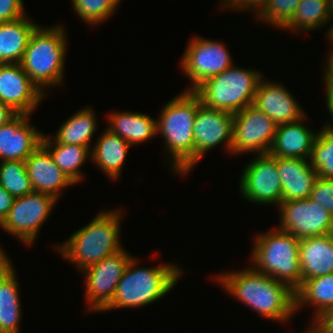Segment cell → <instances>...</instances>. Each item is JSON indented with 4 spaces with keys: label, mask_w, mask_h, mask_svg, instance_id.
<instances>
[{
    "label": "cell",
    "mask_w": 333,
    "mask_h": 333,
    "mask_svg": "<svg viewBox=\"0 0 333 333\" xmlns=\"http://www.w3.org/2000/svg\"><path fill=\"white\" fill-rule=\"evenodd\" d=\"M215 276L226 293L263 318L283 324L296 314L295 291L287 284L256 271L252 266Z\"/></svg>",
    "instance_id": "cell-1"
},
{
    "label": "cell",
    "mask_w": 333,
    "mask_h": 333,
    "mask_svg": "<svg viewBox=\"0 0 333 333\" xmlns=\"http://www.w3.org/2000/svg\"><path fill=\"white\" fill-rule=\"evenodd\" d=\"M200 104L201 100L193 90H184L165 104L156 119L157 135L164 137L167 164L179 177L194 169L193 129Z\"/></svg>",
    "instance_id": "cell-2"
},
{
    "label": "cell",
    "mask_w": 333,
    "mask_h": 333,
    "mask_svg": "<svg viewBox=\"0 0 333 333\" xmlns=\"http://www.w3.org/2000/svg\"><path fill=\"white\" fill-rule=\"evenodd\" d=\"M122 210H102L65 242L57 243L55 249L80 271L117 253L124 248L119 240Z\"/></svg>",
    "instance_id": "cell-3"
},
{
    "label": "cell",
    "mask_w": 333,
    "mask_h": 333,
    "mask_svg": "<svg viewBox=\"0 0 333 333\" xmlns=\"http://www.w3.org/2000/svg\"><path fill=\"white\" fill-rule=\"evenodd\" d=\"M137 261L134 256L130 259L112 301L101 312L137 309L155 303L175 287L184 273V269L174 262L141 268L136 265Z\"/></svg>",
    "instance_id": "cell-4"
},
{
    "label": "cell",
    "mask_w": 333,
    "mask_h": 333,
    "mask_svg": "<svg viewBox=\"0 0 333 333\" xmlns=\"http://www.w3.org/2000/svg\"><path fill=\"white\" fill-rule=\"evenodd\" d=\"M67 34L62 24L38 26L32 33L20 62L25 73L45 94L49 87L63 84Z\"/></svg>",
    "instance_id": "cell-5"
},
{
    "label": "cell",
    "mask_w": 333,
    "mask_h": 333,
    "mask_svg": "<svg viewBox=\"0 0 333 333\" xmlns=\"http://www.w3.org/2000/svg\"><path fill=\"white\" fill-rule=\"evenodd\" d=\"M299 243L300 240L293 234L278 228L259 233L254 237L249 260L256 271L296 291L302 285Z\"/></svg>",
    "instance_id": "cell-6"
},
{
    "label": "cell",
    "mask_w": 333,
    "mask_h": 333,
    "mask_svg": "<svg viewBox=\"0 0 333 333\" xmlns=\"http://www.w3.org/2000/svg\"><path fill=\"white\" fill-rule=\"evenodd\" d=\"M261 74L256 69L240 68L233 64L220 74L206 79L193 91L206 107L234 114L253 104L258 84L263 78Z\"/></svg>",
    "instance_id": "cell-7"
},
{
    "label": "cell",
    "mask_w": 333,
    "mask_h": 333,
    "mask_svg": "<svg viewBox=\"0 0 333 333\" xmlns=\"http://www.w3.org/2000/svg\"><path fill=\"white\" fill-rule=\"evenodd\" d=\"M57 203L58 200L52 195L35 191L15 198L0 228L29 247L34 244L42 225Z\"/></svg>",
    "instance_id": "cell-8"
},
{
    "label": "cell",
    "mask_w": 333,
    "mask_h": 333,
    "mask_svg": "<svg viewBox=\"0 0 333 333\" xmlns=\"http://www.w3.org/2000/svg\"><path fill=\"white\" fill-rule=\"evenodd\" d=\"M225 45L203 37L194 36L190 39L179 63L184 75L192 82L185 90H194L206 79L220 74L234 64Z\"/></svg>",
    "instance_id": "cell-9"
},
{
    "label": "cell",
    "mask_w": 333,
    "mask_h": 333,
    "mask_svg": "<svg viewBox=\"0 0 333 333\" xmlns=\"http://www.w3.org/2000/svg\"><path fill=\"white\" fill-rule=\"evenodd\" d=\"M133 256L125 248L86 268L85 300L88 311L101 312L113 299L121 276Z\"/></svg>",
    "instance_id": "cell-10"
},
{
    "label": "cell",
    "mask_w": 333,
    "mask_h": 333,
    "mask_svg": "<svg viewBox=\"0 0 333 333\" xmlns=\"http://www.w3.org/2000/svg\"><path fill=\"white\" fill-rule=\"evenodd\" d=\"M276 129L277 124L253 105L234 113L231 155L268 154Z\"/></svg>",
    "instance_id": "cell-11"
},
{
    "label": "cell",
    "mask_w": 333,
    "mask_h": 333,
    "mask_svg": "<svg viewBox=\"0 0 333 333\" xmlns=\"http://www.w3.org/2000/svg\"><path fill=\"white\" fill-rule=\"evenodd\" d=\"M239 189L248 202L278 207L282 202V186L277 157L259 154L247 163L240 175Z\"/></svg>",
    "instance_id": "cell-12"
},
{
    "label": "cell",
    "mask_w": 333,
    "mask_h": 333,
    "mask_svg": "<svg viewBox=\"0 0 333 333\" xmlns=\"http://www.w3.org/2000/svg\"><path fill=\"white\" fill-rule=\"evenodd\" d=\"M278 229L289 232L299 240L330 234L333 217L310 197L283 201L278 206Z\"/></svg>",
    "instance_id": "cell-13"
},
{
    "label": "cell",
    "mask_w": 333,
    "mask_h": 333,
    "mask_svg": "<svg viewBox=\"0 0 333 333\" xmlns=\"http://www.w3.org/2000/svg\"><path fill=\"white\" fill-rule=\"evenodd\" d=\"M234 114L225 110L212 109L202 103L198 106L194 121V166L212 148L224 143L231 154Z\"/></svg>",
    "instance_id": "cell-14"
},
{
    "label": "cell",
    "mask_w": 333,
    "mask_h": 333,
    "mask_svg": "<svg viewBox=\"0 0 333 333\" xmlns=\"http://www.w3.org/2000/svg\"><path fill=\"white\" fill-rule=\"evenodd\" d=\"M45 94L25 73L20 63H0V102L18 114L31 115Z\"/></svg>",
    "instance_id": "cell-15"
},
{
    "label": "cell",
    "mask_w": 333,
    "mask_h": 333,
    "mask_svg": "<svg viewBox=\"0 0 333 333\" xmlns=\"http://www.w3.org/2000/svg\"><path fill=\"white\" fill-rule=\"evenodd\" d=\"M261 79L253 106L264 112L277 125L296 122L306 115L304 108L280 82ZM271 81V82H270Z\"/></svg>",
    "instance_id": "cell-16"
},
{
    "label": "cell",
    "mask_w": 333,
    "mask_h": 333,
    "mask_svg": "<svg viewBox=\"0 0 333 333\" xmlns=\"http://www.w3.org/2000/svg\"><path fill=\"white\" fill-rule=\"evenodd\" d=\"M30 116L17 114L0 127V161H25L41 145L44 132L31 125Z\"/></svg>",
    "instance_id": "cell-17"
},
{
    "label": "cell",
    "mask_w": 333,
    "mask_h": 333,
    "mask_svg": "<svg viewBox=\"0 0 333 333\" xmlns=\"http://www.w3.org/2000/svg\"><path fill=\"white\" fill-rule=\"evenodd\" d=\"M25 166L35 192L46 193L59 200L64 188L75 185L54 163L50 152L42 144L25 160Z\"/></svg>",
    "instance_id": "cell-18"
},
{
    "label": "cell",
    "mask_w": 333,
    "mask_h": 333,
    "mask_svg": "<svg viewBox=\"0 0 333 333\" xmlns=\"http://www.w3.org/2000/svg\"><path fill=\"white\" fill-rule=\"evenodd\" d=\"M282 202L309 198L318 177L310 159L277 157Z\"/></svg>",
    "instance_id": "cell-19"
},
{
    "label": "cell",
    "mask_w": 333,
    "mask_h": 333,
    "mask_svg": "<svg viewBox=\"0 0 333 333\" xmlns=\"http://www.w3.org/2000/svg\"><path fill=\"white\" fill-rule=\"evenodd\" d=\"M306 116L296 122L277 125L271 156L310 159L317 132L304 125Z\"/></svg>",
    "instance_id": "cell-20"
},
{
    "label": "cell",
    "mask_w": 333,
    "mask_h": 333,
    "mask_svg": "<svg viewBox=\"0 0 333 333\" xmlns=\"http://www.w3.org/2000/svg\"><path fill=\"white\" fill-rule=\"evenodd\" d=\"M299 265L302 282L333 273V236L327 234L301 239Z\"/></svg>",
    "instance_id": "cell-21"
},
{
    "label": "cell",
    "mask_w": 333,
    "mask_h": 333,
    "mask_svg": "<svg viewBox=\"0 0 333 333\" xmlns=\"http://www.w3.org/2000/svg\"><path fill=\"white\" fill-rule=\"evenodd\" d=\"M93 144L91 162H94L95 166L109 177L108 179L118 180L132 146L107 128Z\"/></svg>",
    "instance_id": "cell-22"
},
{
    "label": "cell",
    "mask_w": 333,
    "mask_h": 333,
    "mask_svg": "<svg viewBox=\"0 0 333 333\" xmlns=\"http://www.w3.org/2000/svg\"><path fill=\"white\" fill-rule=\"evenodd\" d=\"M109 129L131 146L151 140L157 135L156 119L147 113L138 112H108Z\"/></svg>",
    "instance_id": "cell-23"
},
{
    "label": "cell",
    "mask_w": 333,
    "mask_h": 333,
    "mask_svg": "<svg viewBox=\"0 0 333 333\" xmlns=\"http://www.w3.org/2000/svg\"><path fill=\"white\" fill-rule=\"evenodd\" d=\"M25 15L0 23V63H20L34 30L39 26Z\"/></svg>",
    "instance_id": "cell-24"
},
{
    "label": "cell",
    "mask_w": 333,
    "mask_h": 333,
    "mask_svg": "<svg viewBox=\"0 0 333 333\" xmlns=\"http://www.w3.org/2000/svg\"><path fill=\"white\" fill-rule=\"evenodd\" d=\"M304 305L314 308L315 313L310 325L324 312L333 308V273L302 282L295 291V312L305 307Z\"/></svg>",
    "instance_id": "cell-25"
},
{
    "label": "cell",
    "mask_w": 333,
    "mask_h": 333,
    "mask_svg": "<svg viewBox=\"0 0 333 333\" xmlns=\"http://www.w3.org/2000/svg\"><path fill=\"white\" fill-rule=\"evenodd\" d=\"M93 108L87 106L72 114L59 126L54 137L57 143L81 145L92 148V139L97 130V118Z\"/></svg>",
    "instance_id": "cell-26"
},
{
    "label": "cell",
    "mask_w": 333,
    "mask_h": 333,
    "mask_svg": "<svg viewBox=\"0 0 333 333\" xmlns=\"http://www.w3.org/2000/svg\"><path fill=\"white\" fill-rule=\"evenodd\" d=\"M50 135L43 134L41 144L50 152L54 163L75 183L83 180L80 168L89 159L91 149L81 145L57 143Z\"/></svg>",
    "instance_id": "cell-27"
},
{
    "label": "cell",
    "mask_w": 333,
    "mask_h": 333,
    "mask_svg": "<svg viewBox=\"0 0 333 333\" xmlns=\"http://www.w3.org/2000/svg\"><path fill=\"white\" fill-rule=\"evenodd\" d=\"M330 19L328 0H300L292 19L282 29L293 33L316 31L326 27Z\"/></svg>",
    "instance_id": "cell-28"
},
{
    "label": "cell",
    "mask_w": 333,
    "mask_h": 333,
    "mask_svg": "<svg viewBox=\"0 0 333 333\" xmlns=\"http://www.w3.org/2000/svg\"><path fill=\"white\" fill-rule=\"evenodd\" d=\"M16 269L0 285V331L20 333L22 317L19 280Z\"/></svg>",
    "instance_id": "cell-29"
},
{
    "label": "cell",
    "mask_w": 333,
    "mask_h": 333,
    "mask_svg": "<svg viewBox=\"0 0 333 333\" xmlns=\"http://www.w3.org/2000/svg\"><path fill=\"white\" fill-rule=\"evenodd\" d=\"M310 163L319 177L333 179V132L324 126L313 142Z\"/></svg>",
    "instance_id": "cell-30"
},
{
    "label": "cell",
    "mask_w": 333,
    "mask_h": 333,
    "mask_svg": "<svg viewBox=\"0 0 333 333\" xmlns=\"http://www.w3.org/2000/svg\"><path fill=\"white\" fill-rule=\"evenodd\" d=\"M0 185L14 198L33 192L25 161H1Z\"/></svg>",
    "instance_id": "cell-31"
},
{
    "label": "cell",
    "mask_w": 333,
    "mask_h": 333,
    "mask_svg": "<svg viewBox=\"0 0 333 333\" xmlns=\"http://www.w3.org/2000/svg\"><path fill=\"white\" fill-rule=\"evenodd\" d=\"M121 0H72L73 11L93 27L114 15Z\"/></svg>",
    "instance_id": "cell-32"
},
{
    "label": "cell",
    "mask_w": 333,
    "mask_h": 333,
    "mask_svg": "<svg viewBox=\"0 0 333 333\" xmlns=\"http://www.w3.org/2000/svg\"><path fill=\"white\" fill-rule=\"evenodd\" d=\"M300 0H266L264 6L256 14L259 21L282 28L292 19Z\"/></svg>",
    "instance_id": "cell-33"
},
{
    "label": "cell",
    "mask_w": 333,
    "mask_h": 333,
    "mask_svg": "<svg viewBox=\"0 0 333 333\" xmlns=\"http://www.w3.org/2000/svg\"><path fill=\"white\" fill-rule=\"evenodd\" d=\"M310 198L322 205L333 217V179L318 176Z\"/></svg>",
    "instance_id": "cell-34"
},
{
    "label": "cell",
    "mask_w": 333,
    "mask_h": 333,
    "mask_svg": "<svg viewBox=\"0 0 333 333\" xmlns=\"http://www.w3.org/2000/svg\"><path fill=\"white\" fill-rule=\"evenodd\" d=\"M23 0H0V23L17 20L25 15Z\"/></svg>",
    "instance_id": "cell-35"
},
{
    "label": "cell",
    "mask_w": 333,
    "mask_h": 333,
    "mask_svg": "<svg viewBox=\"0 0 333 333\" xmlns=\"http://www.w3.org/2000/svg\"><path fill=\"white\" fill-rule=\"evenodd\" d=\"M222 2V3H221ZM266 0H220L222 10L247 11L256 15L264 6ZM255 12V13H253Z\"/></svg>",
    "instance_id": "cell-36"
},
{
    "label": "cell",
    "mask_w": 333,
    "mask_h": 333,
    "mask_svg": "<svg viewBox=\"0 0 333 333\" xmlns=\"http://www.w3.org/2000/svg\"><path fill=\"white\" fill-rule=\"evenodd\" d=\"M311 326L317 333H333V308L324 312Z\"/></svg>",
    "instance_id": "cell-37"
},
{
    "label": "cell",
    "mask_w": 333,
    "mask_h": 333,
    "mask_svg": "<svg viewBox=\"0 0 333 333\" xmlns=\"http://www.w3.org/2000/svg\"><path fill=\"white\" fill-rule=\"evenodd\" d=\"M15 198L0 185V223L8 215Z\"/></svg>",
    "instance_id": "cell-38"
},
{
    "label": "cell",
    "mask_w": 333,
    "mask_h": 333,
    "mask_svg": "<svg viewBox=\"0 0 333 333\" xmlns=\"http://www.w3.org/2000/svg\"><path fill=\"white\" fill-rule=\"evenodd\" d=\"M333 45V44H332ZM324 62L323 82L325 89H333V49L328 53Z\"/></svg>",
    "instance_id": "cell-39"
},
{
    "label": "cell",
    "mask_w": 333,
    "mask_h": 333,
    "mask_svg": "<svg viewBox=\"0 0 333 333\" xmlns=\"http://www.w3.org/2000/svg\"><path fill=\"white\" fill-rule=\"evenodd\" d=\"M325 90V99H326V109L328 110L327 112H329L330 114V119H332V122H327L324 123V127L327 128L328 130L333 132V89H324Z\"/></svg>",
    "instance_id": "cell-40"
},
{
    "label": "cell",
    "mask_w": 333,
    "mask_h": 333,
    "mask_svg": "<svg viewBox=\"0 0 333 333\" xmlns=\"http://www.w3.org/2000/svg\"><path fill=\"white\" fill-rule=\"evenodd\" d=\"M17 114L10 106L0 102V127L7 124Z\"/></svg>",
    "instance_id": "cell-41"
},
{
    "label": "cell",
    "mask_w": 333,
    "mask_h": 333,
    "mask_svg": "<svg viewBox=\"0 0 333 333\" xmlns=\"http://www.w3.org/2000/svg\"><path fill=\"white\" fill-rule=\"evenodd\" d=\"M13 266L9 257L0 264V285L15 270Z\"/></svg>",
    "instance_id": "cell-42"
},
{
    "label": "cell",
    "mask_w": 333,
    "mask_h": 333,
    "mask_svg": "<svg viewBox=\"0 0 333 333\" xmlns=\"http://www.w3.org/2000/svg\"><path fill=\"white\" fill-rule=\"evenodd\" d=\"M333 16H331V19L329 21V24L332 22ZM330 28L327 31V38H329V42H331V45L333 44V23L329 26Z\"/></svg>",
    "instance_id": "cell-43"
},
{
    "label": "cell",
    "mask_w": 333,
    "mask_h": 333,
    "mask_svg": "<svg viewBox=\"0 0 333 333\" xmlns=\"http://www.w3.org/2000/svg\"><path fill=\"white\" fill-rule=\"evenodd\" d=\"M7 254L4 251V249H2V247L0 246V264L7 258Z\"/></svg>",
    "instance_id": "cell-44"
},
{
    "label": "cell",
    "mask_w": 333,
    "mask_h": 333,
    "mask_svg": "<svg viewBox=\"0 0 333 333\" xmlns=\"http://www.w3.org/2000/svg\"><path fill=\"white\" fill-rule=\"evenodd\" d=\"M329 10L331 16H333V0H328Z\"/></svg>",
    "instance_id": "cell-45"
},
{
    "label": "cell",
    "mask_w": 333,
    "mask_h": 333,
    "mask_svg": "<svg viewBox=\"0 0 333 333\" xmlns=\"http://www.w3.org/2000/svg\"><path fill=\"white\" fill-rule=\"evenodd\" d=\"M302 333H317V332L315 331V329L311 325H309L308 329L305 330Z\"/></svg>",
    "instance_id": "cell-46"
},
{
    "label": "cell",
    "mask_w": 333,
    "mask_h": 333,
    "mask_svg": "<svg viewBox=\"0 0 333 333\" xmlns=\"http://www.w3.org/2000/svg\"><path fill=\"white\" fill-rule=\"evenodd\" d=\"M330 234L333 236V221H332V227H331Z\"/></svg>",
    "instance_id": "cell-47"
}]
</instances>
